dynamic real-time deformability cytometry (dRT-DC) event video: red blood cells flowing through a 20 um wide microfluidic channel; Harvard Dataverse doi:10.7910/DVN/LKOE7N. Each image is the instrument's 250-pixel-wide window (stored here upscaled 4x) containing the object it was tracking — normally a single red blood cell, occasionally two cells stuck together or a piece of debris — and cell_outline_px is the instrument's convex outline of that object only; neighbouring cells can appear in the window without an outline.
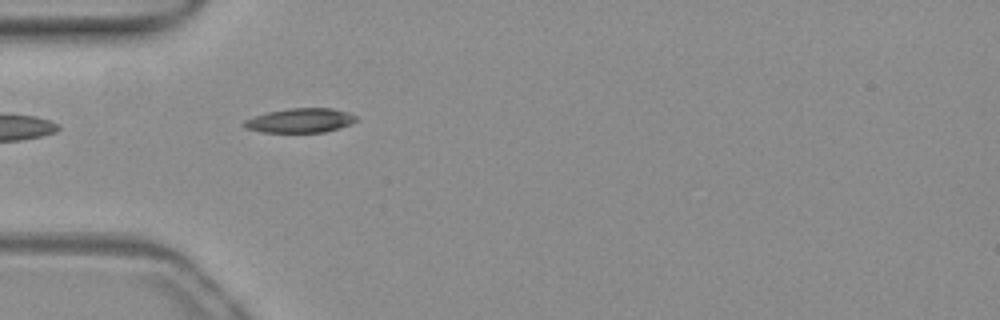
{"species": "common noctule bat (a hibernating species)", "species_latin": "Nyctalus noctula", "temperature_condition": "warm", "stored_images_in_passage": 20, "camera_frame_rate_fps": 3000, "um_per_image_px": 0.085, "animal": {"sex": "female", "body_mass_g": 19.3, "forearm_length_mm": 54.1}, "frame": {"image": 1, "passage_image": 1, "time_ms": 0.0, "image_size_px": [1000, 320], "cell_outline_px": [[356, 120], [352, 124], [340, 128], [324, 132], [260, 132], [244, 128], [240, 124], [244, 120], [268, 112], [288, 108], [332, 108], [348, 112], [356, 116]], "centroid_in_image_um": [25.5, 10.24], "position_along_channel_um": 59.5, "area_um2": 16.01}}
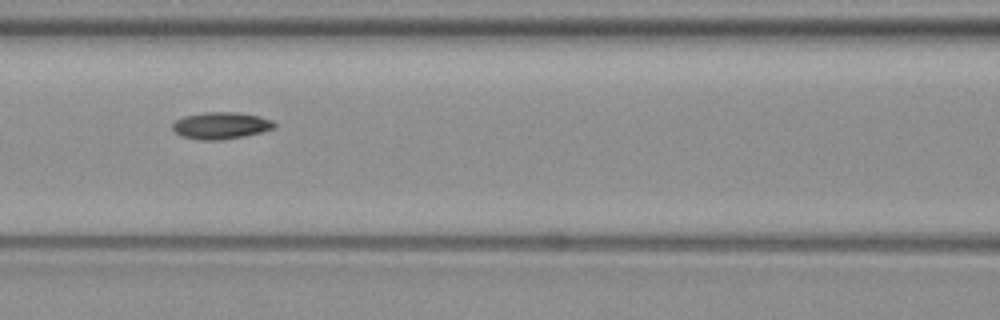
{"frame": {"image": 2, "passage_image": 8, "time_ms": 2.333, "image_size_px": [1000, 320], "cell_outline_px": [[276, 128], [244, 136], [220, 140], [200, 140], [180, 136], [172, 128], [172, 124], [176, 120], [184, 116], [204, 112], [236, 112], [260, 116], [272, 120], [276, 124]], "centroid_in_image_um": [18.78, 10.67], "position_along_channel_um": 147.8, "area_um2": 16.01}}
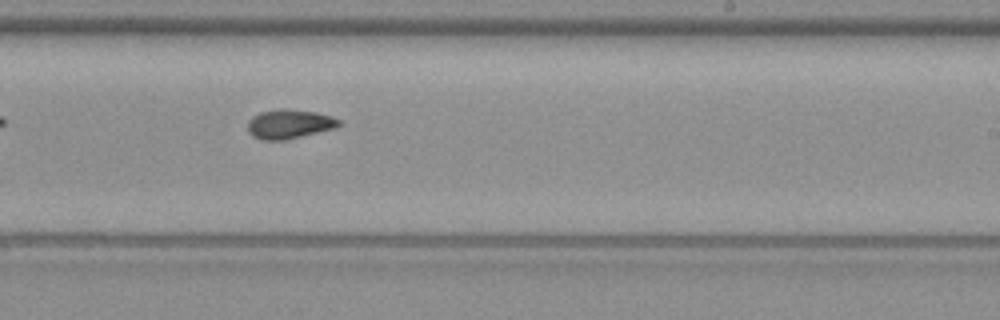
{"frame": {"image": 3, "passage_image": 17, "time_ms": 5.333, "image_size_px": [1000, 320], "cell_outline_px": [[340, 124], [336, 128], [284, 140], [260, 140], [252, 136], [248, 132], [248, 120], [252, 116], [260, 112], [280, 108], [284, 108], [316, 112], [332, 116], [340, 120]], "centroid_in_image_um": [24.56, 10.54], "position_along_channel_um": 264.4, "area_um2": 15.66}}